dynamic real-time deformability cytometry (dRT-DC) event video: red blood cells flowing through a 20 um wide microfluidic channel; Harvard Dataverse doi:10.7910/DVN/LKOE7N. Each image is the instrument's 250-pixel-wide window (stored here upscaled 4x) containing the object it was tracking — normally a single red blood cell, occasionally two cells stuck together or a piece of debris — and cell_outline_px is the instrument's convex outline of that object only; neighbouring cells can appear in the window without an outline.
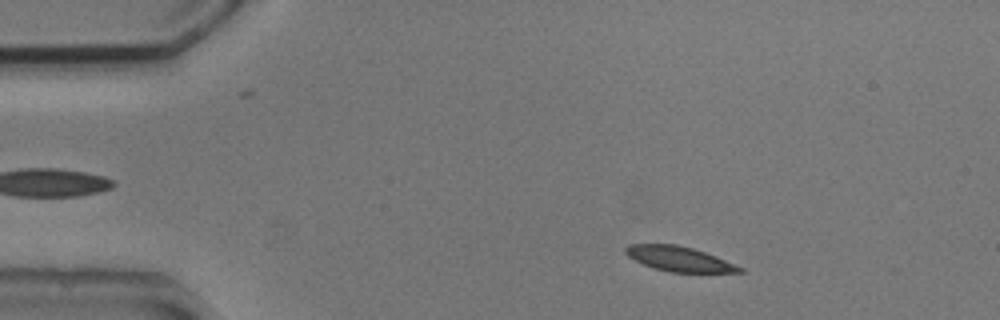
{"species": "common noctule bat (a hibernating species)", "species_latin": "Nyctalus noctula", "temperature_condition": "cold", "stored_images_in_passage": 15, "camera_frame_rate_fps": 3000, "um_per_image_px": 0.085, "animal": {"sex": "male", "body_mass_g": 20.5, "forearm_length_mm": 52.5}, "frame": {"image": 1, "passage_image": 7, "time_ms": 2.0, "image_size_px": [1000, 320], "cell_outline_px": [[744, 272], [668, 272], [652, 268], [628, 256], [624, 252], [624, 248], [628, 244], [676, 244], [692, 248], [716, 256], [744, 268]], "centroid_in_image_um": [57.71, 22.0], "position_along_channel_um": 27.3, "area_um2": 16.47}}